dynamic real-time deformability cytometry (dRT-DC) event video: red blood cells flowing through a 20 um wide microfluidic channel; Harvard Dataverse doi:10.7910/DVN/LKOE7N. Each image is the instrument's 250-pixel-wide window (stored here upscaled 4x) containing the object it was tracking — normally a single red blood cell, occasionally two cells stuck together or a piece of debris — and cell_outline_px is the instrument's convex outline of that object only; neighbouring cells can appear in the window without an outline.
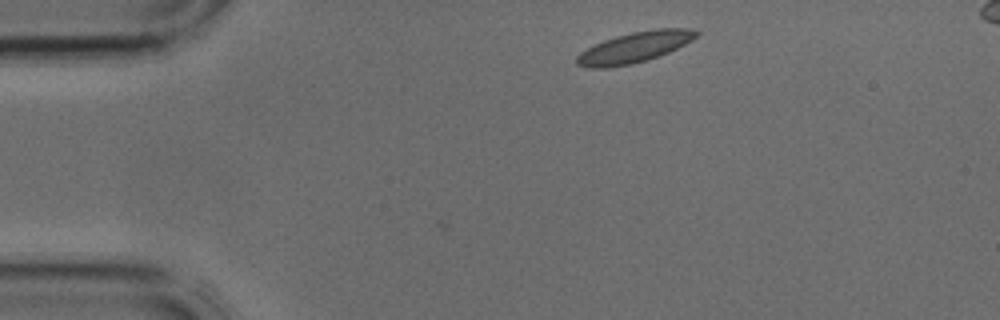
{"species": "common noctule bat (a hibernating species)", "species_latin": "Nyctalus noctula", "temperature_condition": "cold", "stored_images_in_passage": 2, "camera_frame_rate_fps": 3000, "um_per_image_px": 0.085, "animal": {"sex": "male", "body_mass_g": 17.9, "forearm_length_mm": 54.2}, "frame": {"image": 1, "passage_image": 1, "time_ms": 0.0, "image_size_px": [1000, 320], "cell_outline_px": [[700, 32], [692, 40], [668, 52], [648, 60], [632, 64], [608, 68], [588, 68], [576, 64], [576, 56], [580, 52], [604, 40], [616, 36], [632, 32], [656, 28], [688, 28]], "centroid_in_image_um": [53.92, 4.03], "position_along_channel_um": 31.1, "area_um2": 21.27}}